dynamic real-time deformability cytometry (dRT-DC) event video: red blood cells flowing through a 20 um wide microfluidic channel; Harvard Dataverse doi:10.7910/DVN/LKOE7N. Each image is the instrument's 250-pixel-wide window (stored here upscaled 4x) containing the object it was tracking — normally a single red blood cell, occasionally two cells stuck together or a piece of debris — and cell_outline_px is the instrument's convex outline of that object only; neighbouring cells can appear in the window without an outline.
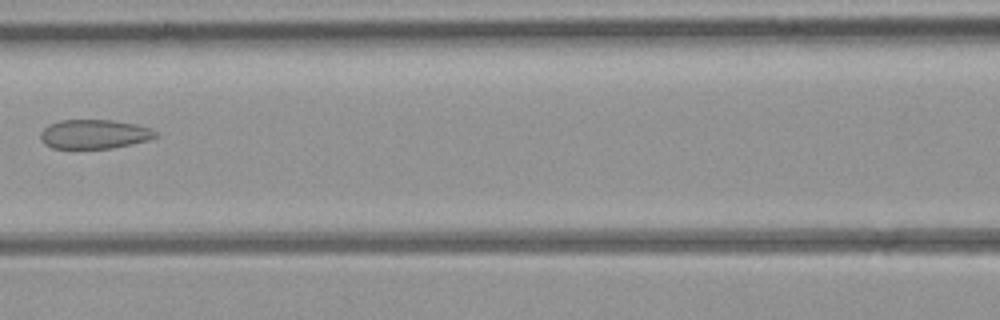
{"species": "common noctule bat (a hibernating species)", "species_latin": "Nyctalus noctula", "temperature_condition": "room temperature", "stored_images_in_passage": 3, "camera_frame_rate_fps": 3000, "um_per_image_px": 0.085, "animal": {"sex": "female", "body_mass_g": 21.9}, "frame": {"image": 1, "passage_image": 3, "time_ms": 2.0, "image_size_px": [1000, 320], "cell_outline_px": [[160, 136], [148, 140], [112, 148], [52, 148], [44, 144], [40, 140], [40, 132], [48, 124], [60, 120], [112, 120], [136, 124], [152, 128]], "centroid_in_image_um": [8.01, 11.39], "position_along_channel_um": 158.6, "area_um2": 19.71}}